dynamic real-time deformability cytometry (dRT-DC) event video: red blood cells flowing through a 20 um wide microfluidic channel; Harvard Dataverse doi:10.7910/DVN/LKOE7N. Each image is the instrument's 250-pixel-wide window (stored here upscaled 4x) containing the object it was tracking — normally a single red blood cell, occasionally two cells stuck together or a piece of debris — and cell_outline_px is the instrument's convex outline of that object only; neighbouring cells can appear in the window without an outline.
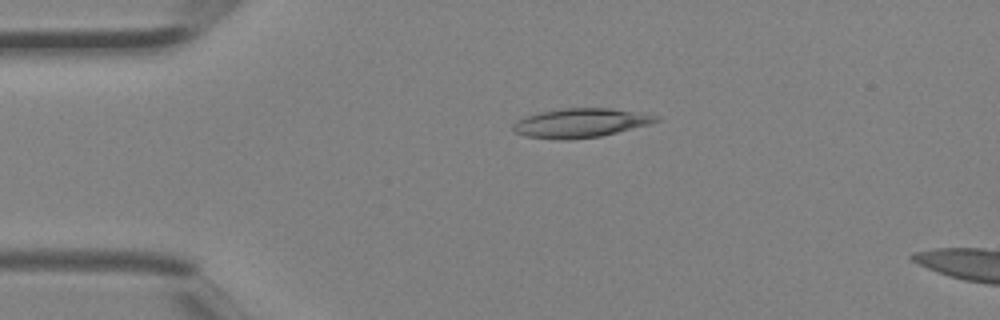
{"species": "Egyptian fruit bat (a non-hibernating species)", "species_latin": "Rousettus aegyptiacus", "temperature_condition": "room temperature", "stored_images_in_passage": 2, "segment_of_instrument_passage": [1, 2], "camera_frame_rate_fps": 3000, "um_per_image_px": 0.085, "animal": {"sex": "female"}, "frame": {"image": 1, "passage_image": 1, "time_ms": 0.0, "image_size_px": [1000, 320], "cell_outline_px": [[660, 120], [648, 124], [600, 136], [568, 140], [560, 140], [524, 136], [516, 132], [512, 128], [512, 124], [516, 120], [524, 116], [540, 112], [564, 108], [608, 108], [636, 112], [660, 116]], "centroid_in_image_um": [49.28, 10.45], "position_along_channel_um": 35.7, "area_um2": 24.1}}